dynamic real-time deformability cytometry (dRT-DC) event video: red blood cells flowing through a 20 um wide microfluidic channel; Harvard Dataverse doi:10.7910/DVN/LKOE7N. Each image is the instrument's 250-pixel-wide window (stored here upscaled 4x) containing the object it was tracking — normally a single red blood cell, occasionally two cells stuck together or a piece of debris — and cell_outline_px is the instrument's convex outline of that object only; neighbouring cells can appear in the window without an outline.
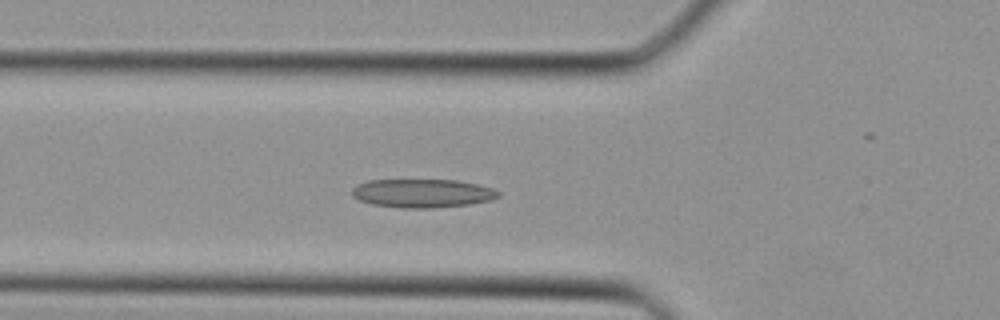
{"species": "Egyptian fruit bat (a non-hibernating species)", "species_latin": "Rousettus aegyptiacus", "temperature_condition": "cold", "stored_images_in_passage": 33, "camera_frame_rate_fps": 3000, "um_per_image_px": 0.085, "animal": {"sex": "female"}, "frame": {"image": 1, "passage_image": 11, "time_ms": 3.333, "image_size_px": [1000, 320], "cell_outline_px": [[500, 196], [492, 200], [468, 204], [432, 208], [400, 208], [372, 204], [360, 200], [352, 196], [352, 188], [368, 180], [456, 180], [476, 184], [492, 188], [500, 192]], "centroid_in_image_um": [35.91, 16.43], "position_along_channel_um": 89.9, "area_um2": 24.28}}
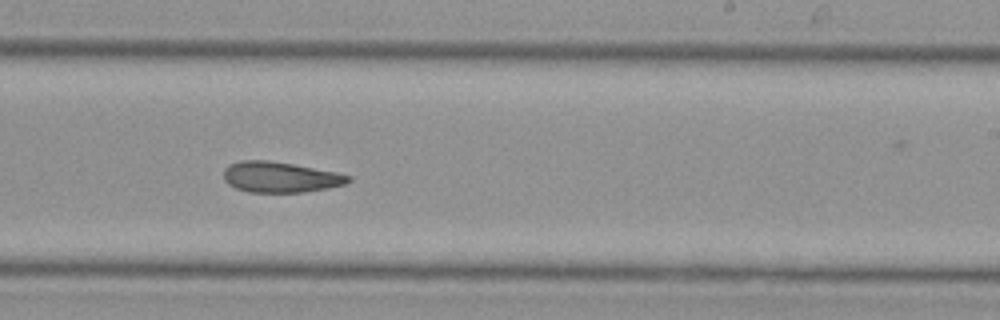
{"frame": {"image": 2, "passage_image": 21, "time_ms": 6.667, "image_size_px": [1000, 320], "cell_outline_px": [[352, 180], [344, 184], [328, 188], [304, 192], [248, 192], [236, 188], [228, 184], [224, 180], [224, 168], [228, 164], [240, 160], [268, 160], [292, 164], [336, 172], [352, 176]], "centroid_in_image_um": [23.8, 15.05], "position_along_channel_um": 265.2, "area_um2": 22.31}}
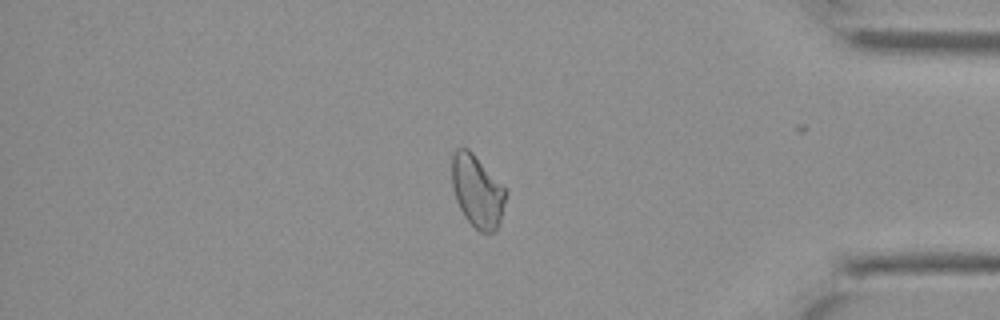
{"frame": {"image": 3, "passage_image": 30, "time_ms": 9.667, "image_size_px": [1000, 320], "cell_outline_px": [[508, 192], [500, 220], [496, 232], [480, 232], [464, 216], [456, 200], [452, 184], [452, 156], [456, 148], [468, 148], [472, 152]], "centroid_in_image_um": [40.57, 16.26], "position_along_channel_um": 394.6, "area_um2": 22.43}}